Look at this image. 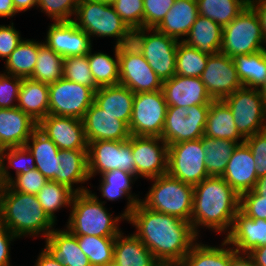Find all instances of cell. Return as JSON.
Listing matches in <instances>:
<instances>
[{"label": "cell", "mask_w": 266, "mask_h": 266, "mask_svg": "<svg viewBox=\"0 0 266 266\" xmlns=\"http://www.w3.org/2000/svg\"><path fill=\"white\" fill-rule=\"evenodd\" d=\"M126 221L161 265H179L199 237L191 222L150 210L141 202Z\"/></svg>", "instance_id": "obj_1"}, {"label": "cell", "mask_w": 266, "mask_h": 266, "mask_svg": "<svg viewBox=\"0 0 266 266\" xmlns=\"http://www.w3.org/2000/svg\"><path fill=\"white\" fill-rule=\"evenodd\" d=\"M240 210V195L222 178L209 176L194 186L191 225L228 234ZM227 231V232H226Z\"/></svg>", "instance_id": "obj_2"}, {"label": "cell", "mask_w": 266, "mask_h": 266, "mask_svg": "<svg viewBox=\"0 0 266 266\" xmlns=\"http://www.w3.org/2000/svg\"><path fill=\"white\" fill-rule=\"evenodd\" d=\"M0 222L17 238L41 235L44 239L56 224L44 212L35 194L12 190L7 184L0 188Z\"/></svg>", "instance_id": "obj_3"}, {"label": "cell", "mask_w": 266, "mask_h": 266, "mask_svg": "<svg viewBox=\"0 0 266 266\" xmlns=\"http://www.w3.org/2000/svg\"><path fill=\"white\" fill-rule=\"evenodd\" d=\"M105 203L90 189L75 193L66 229L75 236L117 237L121 232L118 223L127 218L122 213L113 217Z\"/></svg>", "instance_id": "obj_4"}, {"label": "cell", "mask_w": 266, "mask_h": 266, "mask_svg": "<svg viewBox=\"0 0 266 266\" xmlns=\"http://www.w3.org/2000/svg\"><path fill=\"white\" fill-rule=\"evenodd\" d=\"M91 37H113L115 46L132 42L133 31L115 12L112 4L97 0H80L72 20Z\"/></svg>", "instance_id": "obj_5"}, {"label": "cell", "mask_w": 266, "mask_h": 266, "mask_svg": "<svg viewBox=\"0 0 266 266\" xmlns=\"http://www.w3.org/2000/svg\"><path fill=\"white\" fill-rule=\"evenodd\" d=\"M148 180L153 184L141 200L146 208L191 222L194 186L168 173Z\"/></svg>", "instance_id": "obj_6"}, {"label": "cell", "mask_w": 266, "mask_h": 266, "mask_svg": "<svg viewBox=\"0 0 266 266\" xmlns=\"http://www.w3.org/2000/svg\"><path fill=\"white\" fill-rule=\"evenodd\" d=\"M178 42L177 39L163 34L156 28H140L132 33V43L162 82L176 74Z\"/></svg>", "instance_id": "obj_7"}, {"label": "cell", "mask_w": 266, "mask_h": 266, "mask_svg": "<svg viewBox=\"0 0 266 266\" xmlns=\"http://www.w3.org/2000/svg\"><path fill=\"white\" fill-rule=\"evenodd\" d=\"M265 45L258 16L251 6H246L236 18L223 27L220 52L230 58L254 54L266 49Z\"/></svg>", "instance_id": "obj_8"}, {"label": "cell", "mask_w": 266, "mask_h": 266, "mask_svg": "<svg viewBox=\"0 0 266 266\" xmlns=\"http://www.w3.org/2000/svg\"><path fill=\"white\" fill-rule=\"evenodd\" d=\"M223 101L232 111L237 130L244 138L266 130V100L258 89L241 87Z\"/></svg>", "instance_id": "obj_9"}, {"label": "cell", "mask_w": 266, "mask_h": 266, "mask_svg": "<svg viewBox=\"0 0 266 266\" xmlns=\"http://www.w3.org/2000/svg\"><path fill=\"white\" fill-rule=\"evenodd\" d=\"M167 103L162 90L138 92L134 96L129 131L135 136L161 137Z\"/></svg>", "instance_id": "obj_10"}, {"label": "cell", "mask_w": 266, "mask_h": 266, "mask_svg": "<svg viewBox=\"0 0 266 266\" xmlns=\"http://www.w3.org/2000/svg\"><path fill=\"white\" fill-rule=\"evenodd\" d=\"M204 160L201 138L168 145L167 173L183 183L195 186L209 177Z\"/></svg>", "instance_id": "obj_11"}, {"label": "cell", "mask_w": 266, "mask_h": 266, "mask_svg": "<svg viewBox=\"0 0 266 266\" xmlns=\"http://www.w3.org/2000/svg\"><path fill=\"white\" fill-rule=\"evenodd\" d=\"M118 57L119 84L135 94L162 90L163 82L132 42L118 46Z\"/></svg>", "instance_id": "obj_12"}, {"label": "cell", "mask_w": 266, "mask_h": 266, "mask_svg": "<svg viewBox=\"0 0 266 266\" xmlns=\"http://www.w3.org/2000/svg\"><path fill=\"white\" fill-rule=\"evenodd\" d=\"M210 105L167 107L161 138L168 144L196 140L204 135Z\"/></svg>", "instance_id": "obj_13"}, {"label": "cell", "mask_w": 266, "mask_h": 266, "mask_svg": "<svg viewBox=\"0 0 266 266\" xmlns=\"http://www.w3.org/2000/svg\"><path fill=\"white\" fill-rule=\"evenodd\" d=\"M48 86L49 114L82 120L94 102L95 91L91 87L75 83L64 77Z\"/></svg>", "instance_id": "obj_14"}, {"label": "cell", "mask_w": 266, "mask_h": 266, "mask_svg": "<svg viewBox=\"0 0 266 266\" xmlns=\"http://www.w3.org/2000/svg\"><path fill=\"white\" fill-rule=\"evenodd\" d=\"M121 169L135 175L132 156V135L124 141L98 140L88 143V172L90 179L96 173Z\"/></svg>", "instance_id": "obj_15"}, {"label": "cell", "mask_w": 266, "mask_h": 266, "mask_svg": "<svg viewBox=\"0 0 266 266\" xmlns=\"http://www.w3.org/2000/svg\"><path fill=\"white\" fill-rule=\"evenodd\" d=\"M135 175L147 180L168 171V144L161 137L132 135Z\"/></svg>", "instance_id": "obj_16"}, {"label": "cell", "mask_w": 266, "mask_h": 266, "mask_svg": "<svg viewBox=\"0 0 266 266\" xmlns=\"http://www.w3.org/2000/svg\"><path fill=\"white\" fill-rule=\"evenodd\" d=\"M200 78L213 100H223L243 87L233 59L221 52L209 55Z\"/></svg>", "instance_id": "obj_17"}, {"label": "cell", "mask_w": 266, "mask_h": 266, "mask_svg": "<svg viewBox=\"0 0 266 266\" xmlns=\"http://www.w3.org/2000/svg\"><path fill=\"white\" fill-rule=\"evenodd\" d=\"M38 129L59 150H88L83 122L80 119L49 114L38 123Z\"/></svg>", "instance_id": "obj_18"}, {"label": "cell", "mask_w": 266, "mask_h": 266, "mask_svg": "<svg viewBox=\"0 0 266 266\" xmlns=\"http://www.w3.org/2000/svg\"><path fill=\"white\" fill-rule=\"evenodd\" d=\"M48 27L43 42L63 58L86 55L92 48L90 36L73 21H57Z\"/></svg>", "instance_id": "obj_19"}, {"label": "cell", "mask_w": 266, "mask_h": 266, "mask_svg": "<svg viewBox=\"0 0 266 266\" xmlns=\"http://www.w3.org/2000/svg\"><path fill=\"white\" fill-rule=\"evenodd\" d=\"M162 91L168 107L188 108L194 105H210L213 101L199 77L175 74L172 78L163 81Z\"/></svg>", "instance_id": "obj_20"}, {"label": "cell", "mask_w": 266, "mask_h": 266, "mask_svg": "<svg viewBox=\"0 0 266 266\" xmlns=\"http://www.w3.org/2000/svg\"><path fill=\"white\" fill-rule=\"evenodd\" d=\"M87 143L105 141H124L131 136L128 125L115 116L102 110L94 102L82 118Z\"/></svg>", "instance_id": "obj_21"}, {"label": "cell", "mask_w": 266, "mask_h": 266, "mask_svg": "<svg viewBox=\"0 0 266 266\" xmlns=\"http://www.w3.org/2000/svg\"><path fill=\"white\" fill-rule=\"evenodd\" d=\"M222 178L239 195L253 190L258 177L251 149L245 142L234 149Z\"/></svg>", "instance_id": "obj_22"}, {"label": "cell", "mask_w": 266, "mask_h": 266, "mask_svg": "<svg viewBox=\"0 0 266 266\" xmlns=\"http://www.w3.org/2000/svg\"><path fill=\"white\" fill-rule=\"evenodd\" d=\"M237 253H250L266 245V220L251 219L240 210L234 217L230 232L224 237Z\"/></svg>", "instance_id": "obj_23"}, {"label": "cell", "mask_w": 266, "mask_h": 266, "mask_svg": "<svg viewBox=\"0 0 266 266\" xmlns=\"http://www.w3.org/2000/svg\"><path fill=\"white\" fill-rule=\"evenodd\" d=\"M37 128L38 123L21 109L0 108V150L25 146Z\"/></svg>", "instance_id": "obj_24"}, {"label": "cell", "mask_w": 266, "mask_h": 266, "mask_svg": "<svg viewBox=\"0 0 266 266\" xmlns=\"http://www.w3.org/2000/svg\"><path fill=\"white\" fill-rule=\"evenodd\" d=\"M60 167H58L57 183L64 184L75 193L89 189L82 185L74 188V184H82L90 180L88 172V150H59Z\"/></svg>", "instance_id": "obj_25"}, {"label": "cell", "mask_w": 266, "mask_h": 266, "mask_svg": "<svg viewBox=\"0 0 266 266\" xmlns=\"http://www.w3.org/2000/svg\"><path fill=\"white\" fill-rule=\"evenodd\" d=\"M138 177L121 169L107 171L101 174V183L98 190L101 192V198L108 201H117L124 196L128 200L126 209L122 213L126 218L132 213L136 205L141 202L137 194H132L131 188Z\"/></svg>", "instance_id": "obj_26"}, {"label": "cell", "mask_w": 266, "mask_h": 266, "mask_svg": "<svg viewBox=\"0 0 266 266\" xmlns=\"http://www.w3.org/2000/svg\"><path fill=\"white\" fill-rule=\"evenodd\" d=\"M45 243L44 249L65 266H91L89 258L79 247L77 236L67 229H54Z\"/></svg>", "instance_id": "obj_27"}, {"label": "cell", "mask_w": 266, "mask_h": 266, "mask_svg": "<svg viewBox=\"0 0 266 266\" xmlns=\"http://www.w3.org/2000/svg\"><path fill=\"white\" fill-rule=\"evenodd\" d=\"M134 96V92L121 84L103 86L95 91L94 103L129 126Z\"/></svg>", "instance_id": "obj_28"}, {"label": "cell", "mask_w": 266, "mask_h": 266, "mask_svg": "<svg viewBox=\"0 0 266 266\" xmlns=\"http://www.w3.org/2000/svg\"><path fill=\"white\" fill-rule=\"evenodd\" d=\"M199 16L196 0H175L172 8L156 29L178 41H183Z\"/></svg>", "instance_id": "obj_29"}, {"label": "cell", "mask_w": 266, "mask_h": 266, "mask_svg": "<svg viewBox=\"0 0 266 266\" xmlns=\"http://www.w3.org/2000/svg\"><path fill=\"white\" fill-rule=\"evenodd\" d=\"M26 148L35 159V168L48 180L57 182L60 167L59 148L38 128L26 142Z\"/></svg>", "instance_id": "obj_30"}, {"label": "cell", "mask_w": 266, "mask_h": 266, "mask_svg": "<svg viewBox=\"0 0 266 266\" xmlns=\"http://www.w3.org/2000/svg\"><path fill=\"white\" fill-rule=\"evenodd\" d=\"M16 107L39 123L49 115L48 84L22 78Z\"/></svg>", "instance_id": "obj_31"}, {"label": "cell", "mask_w": 266, "mask_h": 266, "mask_svg": "<svg viewBox=\"0 0 266 266\" xmlns=\"http://www.w3.org/2000/svg\"><path fill=\"white\" fill-rule=\"evenodd\" d=\"M204 135L232 140L238 144L245 142V138L237 130L232 111L223 100H213L210 103Z\"/></svg>", "instance_id": "obj_32"}, {"label": "cell", "mask_w": 266, "mask_h": 266, "mask_svg": "<svg viewBox=\"0 0 266 266\" xmlns=\"http://www.w3.org/2000/svg\"><path fill=\"white\" fill-rule=\"evenodd\" d=\"M113 261L121 266H161L147 246L133 233L115 238Z\"/></svg>", "instance_id": "obj_33"}, {"label": "cell", "mask_w": 266, "mask_h": 266, "mask_svg": "<svg viewBox=\"0 0 266 266\" xmlns=\"http://www.w3.org/2000/svg\"><path fill=\"white\" fill-rule=\"evenodd\" d=\"M223 28L209 18L198 16L182 42L202 53L214 55L221 50Z\"/></svg>", "instance_id": "obj_34"}, {"label": "cell", "mask_w": 266, "mask_h": 266, "mask_svg": "<svg viewBox=\"0 0 266 266\" xmlns=\"http://www.w3.org/2000/svg\"><path fill=\"white\" fill-rule=\"evenodd\" d=\"M235 253L225 239L219 247L196 241L179 266H229L230 258Z\"/></svg>", "instance_id": "obj_35"}, {"label": "cell", "mask_w": 266, "mask_h": 266, "mask_svg": "<svg viewBox=\"0 0 266 266\" xmlns=\"http://www.w3.org/2000/svg\"><path fill=\"white\" fill-rule=\"evenodd\" d=\"M201 144L205 153L204 163L209 176L222 177L227 163L238 143L232 140L203 135Z\"/></svg>", "instance_id": "obj_36"}, {"label": "cell", "mask_w": 266, "mask_h": 266, "mask_svg": "<svg viewBox=\"0 0 266 266\" xmlns=\"http://www.w3.org/2000/svg\"><path fill=\"white\" fill-rule=\"evenodd\" d=\"M232 59L243 87L259 89L263 85L266 78V49Z\"/></svg>", "instance_id": "obj_37"}, {"label": "cell", "mask_w": 266, "mask_h": 266, "mask_svg": "<svg viewBox=\"0 0 266 266\" xmlns=\"http://www.w3.org/2000/svg\"><path fill=\"white\" fill-rule=\"evenodd\" d=\"M42 43V41L33 39H23L4 62L6 69L4 72L21 78H29L35 69L38 47Z\"/></svg>", "instance_id": "obj_38"}, {"label": "cell", "mask_w": 266, "mask_h": 266, "mask_svg": "<svg viewBox=\"0 0 266 266\" xmlns=\"http://www.w3.org/2000/svg\"><path fill=\"white\" fill-rule=\"evenodd\" d=\"M114 57L103 53H92V48L87 54L90 70L98 87L119 84V57L118 46H114Z\"/></svg>", "instance_id": "obj_39"}, {"label": "cell", "mask_w": 266, "mask_h": 266, "mask_svg": "<svg viewBox=\"0 0 266 266\" xmlns=\"http://www.w3.org/2000/svg\"><path fill=\"white\" fill-rule=\"evenodd\" d=\"M35 165V159L26 146L1 149L0 184L5 185L13 178L8 170L13 168L15 175L26 174L34 169Z\"/></svg>", "instance_id": "obj_40"}, {"label": "cell", "mask_w": 266, "mask_h": 266, "mask_svg": "<svg viewBox=\"0 0 266 266\" xmlns=\"http://www.w3.org/2000/svg\"><path fill=\"white\" fill-rule=\"evenodd\" d=\"M63 59L43 42L38 47L37 62L29 79L46 84L58 81L63 77Z\"/></svg>", "instance_id": "obj_41"}, {"label": "cell", "mask_w": 266, "mask_h": 266, "mask_svg": "<svg viewBox=\"0 0 266 266\" xmlns=\"http://www.w3.org/2000/svg\"><path fill=\"white\" fill-rule=\"evenodd\" d=\"M199 16L215 21L222 28L227 26L247 6L241 0H196Z\"/></svg>", "instance_id": "obj_42"}, {"label": "cell", "mask_w": 266, "mask_h": 266, "mask_svg": "<svg viewBox=\"0 0 266 266\" xmlns=\"http://www.w3.org/2000/svg\"><path fill=\"white\" fill-rule=\"evenodd\" d=\"M75 192L64 184L55 181H48L36 195L44 212L54 222L56 212L62 207H71Z\"/></svg>", "instance_id": "obj_43"}, {"label": "cell", "mask_w": 266, "mask_h": 266, "mask_svg": "<svg viewBox=\"0 0 266 266\" xmlns=\"http://www.w3.org/2000/svg\"><path fill=\"white\" fill-rule=\"evenodd\" d=\"M115 238L77 236L79 247L89 258L91 266H105L113 261Z\"/></svg>", "instance_id": "obj_44"}, {"label": "cell", "mask_w": 266, "mask_h": 266, "mask_svg": "<svg viewBox=\"0 0 266 266\" xmlns=\"http://www.w3.org/2000/svg\"><path fill=\"white\" fill-rule=\"evenodd\" d=\"M208 57V54L179 41L176 50V74L200 78L207 65Z\"/></svg>", "instance_id": "obj_45"}, {"label": "cell", "mask_w": 266, "mask_h": 266, "mask_svg": "<svg viewBox=\"0 0 266 266\" xmlns=\"http://www.w3.org/2000/svg\"><path fill=\"white\" fill-rule=\"evenodd\" d=\"M63 77L75 83L91 87L94 91L99 88L93 79L87 54L65 57L63 59Z\"/></svg>", "instance_id": "obj_46"}, {"label": "cell", "mask_w": 266, "mask_h": 266, "mask_svg": "<svg viewBox=\"0 0 266 266\" xmlns=\"http://www.w3.org/2000/svg\"><path fill=\"white\" fill-rule=\"evenodd\" d=\"M111 4L132 31L144 28L143 0H114Z\"/></svg>", "instance_id": "obj_47"}, {"label": "cell", "mask_w": 266, "mask_h": 266, "mask_svg": "<svg viewBox=\"0 0 266 266\" xmlns=\"http://www.w3.org/2000/svg\"><path fill=\"white\" fill-rule=\"evenodd\" d=\"M80 0H38L37 7L52 21H72Z\"/></svg>", "instance_id": "obj_48"}, {"label": "cell", "mask_w": 266, "mask_h": 266, "mask_svg": "<svg viewBox=\"0 0 266 266\" xmlns=\"http://www.w3.org/2000/svg\"><path fill=\"white\" fill-rule=\"evenodd\" d=\"M47 182L48 180L34 168L26 174L16 175L7 185L12 190L37 195Z\"/></svg>", "instance_id": "obj_49"}, {"label": "cell", "mask_w": 266, "mask_h": 266, "mask_svg": "<svg viewBox=\"0 0 266 266\" xmlns=\"http://www.w3.org/2000/svg\"><path fill=\"white\" fill-rule=\"evenodd\" d=\"M22 78L0 72V108L8 109L17 106Z\"/></svg>", "instance_id": "obj_50"}, {"label": "cell", "mask_w": 266, "mask_h": 266, "mask_svg": "<svg viewBox=\"0 0 266 266\" xmlns=\"http://www.w3.org/2000/svg\"><path fill=\"white\" fill-rule=\"evenodd\" d=\"M240 211L251 219L266 220V195H258L253 190L242 193Z\"/></svg>", "instance_id": "obj_51"}, {"label": "cell", "mask_w": 266, "mask_h": 266, "mask_svg": "<svg viewBox=\"0 0 266 266\" xmlns=\"http://www.w3.org/2000/svg\"><path fill=\"white\" fill-rule=\"evenodd\" d=\"M144 28H156L172 8L175 0H143Z\"/></svg>", "instance_id": "obj_52"}, {"label": "cell", "mask_w": 266, "mask_h": 266, "mask_svg": "<svg viewBox=\"0 0 266 266\" xmlns=\"http://www.w3.org/2000/svg\"><path fill=\"white\" fill-rule=\"evenodd\" d=\"M255 161L257 177L266 175V130L245 138Z\"/></svg>", "instance_id": "obj_53"}, {"label": "cell", "mask_w": 266, "mask_h": 266, "mask_svg": "<svg viewBox=\"0 0 266 266\" xmlns=\"http://www.w3.org/2000/svg\"><path fill=\"white\" fill-rule=\"evenodd\" d=\"M13 25H0V58L5 61L23 40Z\"/></svg>", "instance_id": "obj_54"}, {"label": "cell", "mask_w": 266, "mask_h": 266, "mask_svg": "<svg viewBox=\"0 0 266 266\" xmlns=\"http://www.w3.org/2000/svg\"><path fill=\"white\" fill-rule=\"evenodd\" d=\"M18 239L0 222V266H12L10 264V244Z\"/></svg>", "instance_id": "obj_55"}, {"label": "cell", "mask_w": 266, "mask_h": 266, "mask_svg": "<svg viewBox=\"0 0 266 266\" xmlns=\"http://www.w3.org/2000/svg\"><path fill=\"white\" fill-rule=\"evenodd\" d=\"M251 7L258 16L262 37L266 43V0H255Z\"/></svg>", "instance_id": "obj_56"}, {"label": "cell", "mask_w": 266, "mask_h": 266, "mask_svg": "<svg viewBox=\"0 0 266 266\" xmlns=\"http://www.w3.org/2000/svg\"><path fill=\"white\" fill-rule=\"evenodd\" d=\"M33 266H65L62 262L54 259L45 249L39 253Z\"/></svg>", "instance_id": "obj_57"}, {"label": "cell", "mask_w": 266, "mask_h": 266, "mask_svg": "<svg viewBox=\"0 0 266 266\" xmlns=\"http://www.w3.org/2000/svg\"><path fill=\"white\" fill-rule=\"evenodd\" d=\"M229 266H256L252 257L247 253H235L230 258Z\"/></svg>", "instance_id": "obj_58"}, {"label": "cell", "mask_w": 266, "mask_h": 266, "mask_svg": "<svg viewBox=\"0 0 266 266\" xmlns=\"http://www.w3.org/2000/svg\"><path fill=\"white\" fill-rule=\"evenodd\" d=\"M256 266H266V245L257 247L248 253Z\"/></svg>", "instance_id": "obj_59"}, {"label": "cell", "mask_w": 266, "mask_h": 266, "mask_svg": "<svg viewBox=\"0 0 266 266\" xmlns=\"http://www.w3.org/2000/svg\"><path fill=\"white\" fill-rule=\"evenodd\" d=\"M17 14L14 8L13 0H0V18L13 17Z\"/></svg>", "instance_id": "obj_60"}, {"label": "cell", "mask_w": 266, "mask_h": 266, "mask_svg": "<svg viewBox=\"0 0 266 266\" xmlns=\"http://www.w3.org/2000/svg\"><path fill=\"white\" fill-rule=\"evenodd\" d=\"M38 0H13L14 8L17 13L25 12L30 8L37 7Z\"/></svg>", "instance_id": "obj_61"}, {"label": "cell", "mask_w": 266, "mask_h": 266, "mask_svg": "<svg viewBox=\"0 0 266 266\" xmlns=\"http://www.w3.org/2000/svg\"><path fill=\"white\" fill-rule=\"evenodd\" d=\"M253 191L258 195H266V175L257 179Z\"/></svg>", "instance_id": "obj_62"}, {"label": "cell", "mask_w": 266, "mask_h": 266, "mask_svg": "<svg viewBox=\"0 0 266 266\" xmlns=\"http://www.w3.org/2000/svg\"><path fill=\"white\" fill-rule=\"evenodd\" d=\"M258 90L260 94L263 96V98L266 100V78L263 85Z\"/></svg>", "instance_id": "obj_63"}, {"label": "cell", "mask_w": 266, "mask_h": 266, "mask_svg": "<svg viewBox=\"0 0 266 266\" xmlns=\"http://www.w3.org/2000/svg\"><path fill=\"white\" fill-rule=\"evenodd\" d=\"M243 3H245L247 6H251L255 0H241Z\"/></svg>", "instance_id": "obj_64"}, {"label": "cell", "mask_w": 266, "mask_h": 266, "mask_svg": "<svg viewBox=\"0 0 266 266\" xmlns=\"http://www.w3.org/2000/svg\"><path fill=\"white\" fill-rule=\"evenodd\" d=\"M105 266H121V265H119V264L116 263L115 261H112V262L108 263V264L105 265Z\"/></svg>", "instance_id": "obj_65"}, {"label": "cell", "mask_w": 266, "mask_h": 266, "mask_svg": "<svg viewBox=\"0 0 266 266\" xmlns=\"http://www.w3.org/2000/svg\"><path fill=\"white\" fill-rule=\"evenodd\" d=\"M97 1H103L111 4L114 0H97Z\"/></svg>", "instance_id": "obj_66"}, {"label": "cell", "mask_w": 266, "mask_h": 266, "mask_svg": "<svg viewBox=\"0 0 266 266\" xmlns=\"http://www.w3.org/2000/svg\"><path fill=\"white\" fill-rule=\"evenodd\" d=\"M161 266H179V265H161Z\"/></svg>", "instance_id": "obj_67"}]
</instances>
